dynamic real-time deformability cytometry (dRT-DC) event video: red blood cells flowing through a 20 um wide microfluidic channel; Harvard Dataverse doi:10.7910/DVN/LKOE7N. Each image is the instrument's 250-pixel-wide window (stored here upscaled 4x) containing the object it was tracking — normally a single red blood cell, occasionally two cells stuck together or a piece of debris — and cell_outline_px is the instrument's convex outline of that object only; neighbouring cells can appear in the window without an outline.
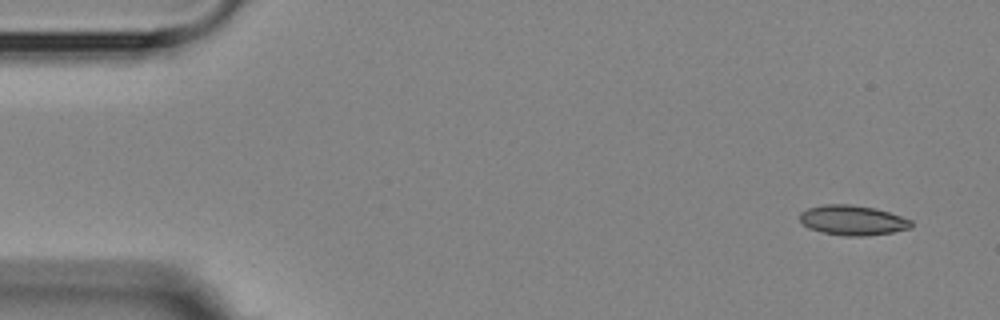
{"species": "Egyptian fruit bat (a non-hibernating species)", "species_latin": "Rousettus aegyptiacus", "temperature_condition": "room temperature", "stored_images_in_passage": 6, "camera_frame_rate_fps": 3000, "um_per_image_px": 0.085, "animal": {"sex": "female"}, "frame": {"image": 1, "passage_image": 1, "time_ms": 0.0, "image_size_px": [1000, 320], "cell_outline_px": [[912, 228], [892, 232], [864, 236], [844, 236], [824, 232], [808, 228], [800, 220], [800, 212], [808, 208], [824, 204], [848, 204], [876, 208], [912, 220]], "centroid_in_image_um": [72.48, 18.72], "position_along_channel_um": 12.5, "area_um2": 19.36}}
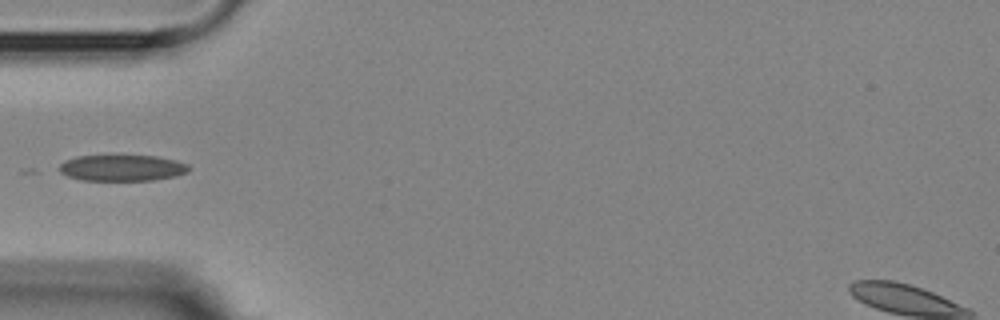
{"frame": {"image": 2, "passage_image": 5, "time_ms": 4.667, "image_size_px": [1000, 320], "cell_outline_px": [[188, 172], [176, 176], [152, 180], [80, 180], [68, 176], [60, 172], [60, 164], [64, 160], [76, 156], [116, 152], [156, 156], [188, 164]], "centroid_in_image_um": [10.32, 14.21], "position_along_channel_um": 74.7, "area_um2": 20.69}}
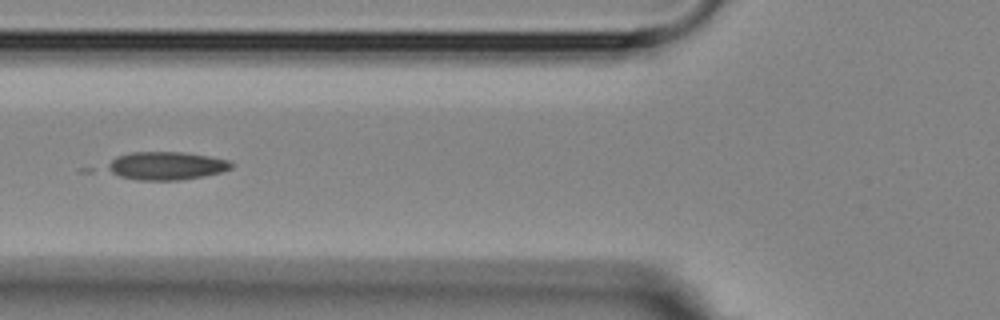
{"frame": {"image": 3, "passage_image": 6, "time_ms": 5.667, "image_size_px": [1000, 320], "cell_outline_px": [[236, 164], [232, 168], [224, 172], [204, 176], [180, 180], [136, 180], [120, 176], [100, 168], [116, 156], [132, 152], [184, 152], [208, 156], [228, 160]], "centroid_in_image_um": [14.1, 14.09], "position_along_channel_um": 111.7, "area_um2": 20.75}}